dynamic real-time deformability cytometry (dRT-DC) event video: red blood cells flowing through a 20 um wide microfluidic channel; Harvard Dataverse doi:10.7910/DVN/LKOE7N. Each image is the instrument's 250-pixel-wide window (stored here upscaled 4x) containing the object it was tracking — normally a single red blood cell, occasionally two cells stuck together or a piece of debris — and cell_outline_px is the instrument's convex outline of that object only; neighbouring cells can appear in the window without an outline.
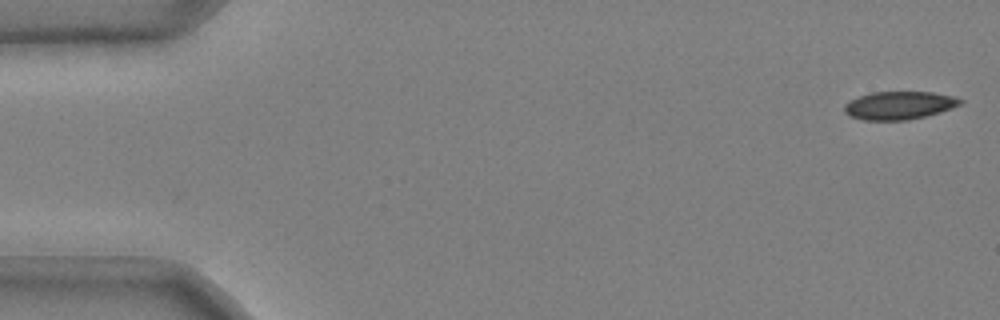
{"species": "common noctule bat (a hibernating species)", "species_latin": "Nyctalus noctula", "temperature_condition": "cold", "stored_images_in_passage": 48, "camera_frame_rate_fps": 3000, "um_per_image_px": 0.085, "animal": {"sex": "male", "body_mass_g": 20.4}, "frame": {"image": 1, "passage_image": 1, "time_ms": 0.0, "image_size_px": [1000, 320], "cell_outline_px": [[964, 100], [960, 104], [952, 108], [940, 112], [908, 120], [864, 120], [852, 116], [844, 112], [844, 104], [848, 100], [872, 92], [932, 92], [956, 96]], "centroid_in_image_um": [76.44, 8.95], "position_along_channel_um": 8.6, "area_um2": 18.96}}
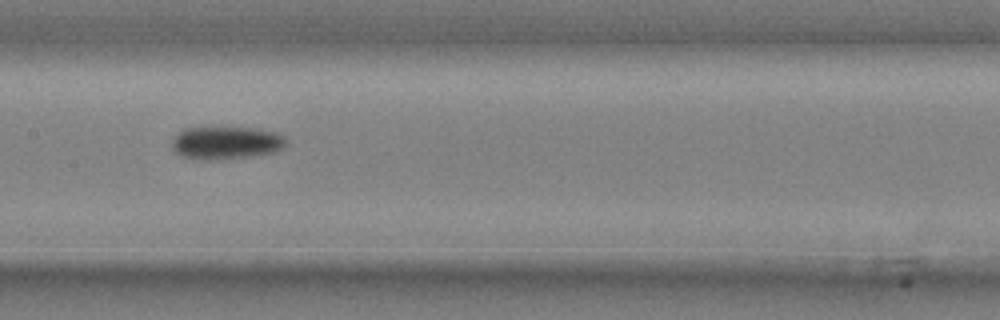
{"frame": {"image": 2, "passage_image": 26, "time_ms": 8.333, "image_size_px": [1000, 320], "cell_outline_px": [[284, 148], [272, 152], [252, 156], [216, 160], [192, 160], [180, 156], [172, 152], [172, 140], [184, 128], [260, 128], [276, 132], [284, 136]], "centroid_in_image_um": [19.17, 12.16], "position_along_channel_um": 188.2, "area_um2": 22.02}}
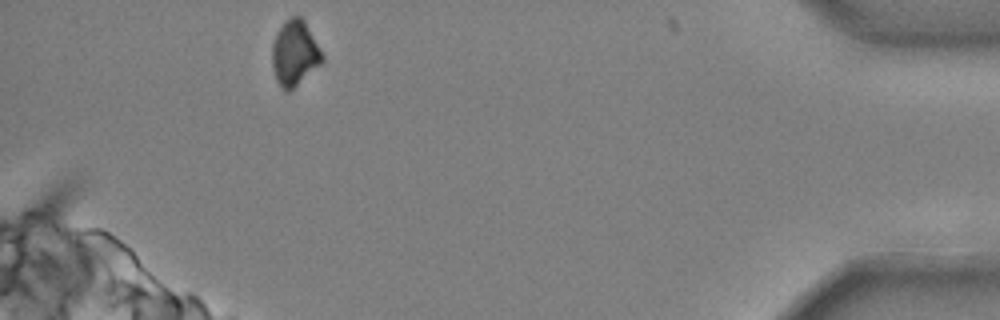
{"frame": {"image": 3, "passage_image": 48, "time_ms": 15.667, "image_size_px": [1000, 320], "cell_outline_px": [[324, 60], [320, 64], [288, 92], [284, 92], [276, 80], [272, 68], [272, 44], [276, 32], [292, 16], [300, 16], [304, 20], [320, 48], [324, 56]], "centroid_in_image_um": [25.03, 4.53], "position_along_channel_um": 410.2, "area_um2": 18.84}}